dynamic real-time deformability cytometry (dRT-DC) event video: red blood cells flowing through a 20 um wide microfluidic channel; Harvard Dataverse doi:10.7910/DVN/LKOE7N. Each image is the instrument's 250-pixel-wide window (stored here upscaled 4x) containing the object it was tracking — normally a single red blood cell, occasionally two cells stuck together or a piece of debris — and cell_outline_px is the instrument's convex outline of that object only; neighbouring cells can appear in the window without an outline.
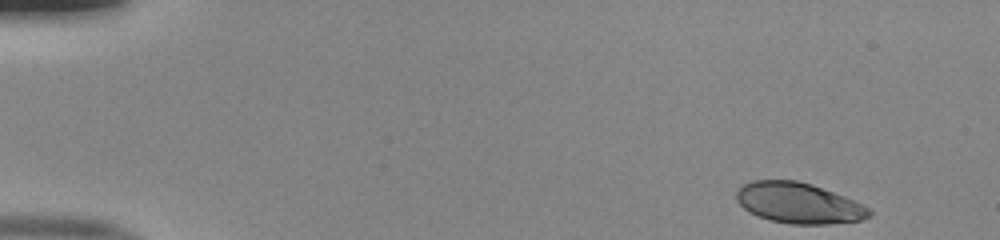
{"species": "human", "species_latin": "Homo sapiens", "temperature_condition": "room temperature", "stored_images_in_passage": 48, "camera_frame_rate_fps": 3000, "um_per_image_px": 0.085, "donor": {"sex": "male"}, "frame": {"image": 1, "passage_image": 1, "time_ms": 0.0, "image_size_px": [1000, 240], "cell_outline_px": [[872, 216], [860, 220], [828, 224], [792, 224], [768, 220], [744, 208], [736, 200], [736, 192], [744, 184], [752, 180], [796, 180], [812, 184], [844, 196], [868, 208], [872, 212]], "centroid_in_image_um": [67.88, 17.26], "position_along_channel_um": 17.1, "area_um2": 31.21}}
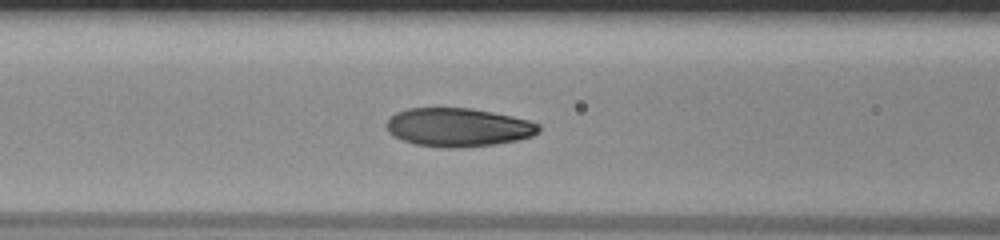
{"frame": {"image": 2, "passage_image": 19, "time_ms": 6.0, "image_size_px": [1000, 240], "cell_outline_px": [[540, 132], [532, 136], [516, 140], [496, 144], [460, 148], [448, 148], [416, 144], [392, 136], [388, 132], [384, 124], [396, 112], [408, 108], [472, 108], [512, 116], [528, 120], [540, 124]], "centroid_in_image_um": [38.94, 10.82], "position_along_channel_um": 127.7, "area_um2": 34.33}}
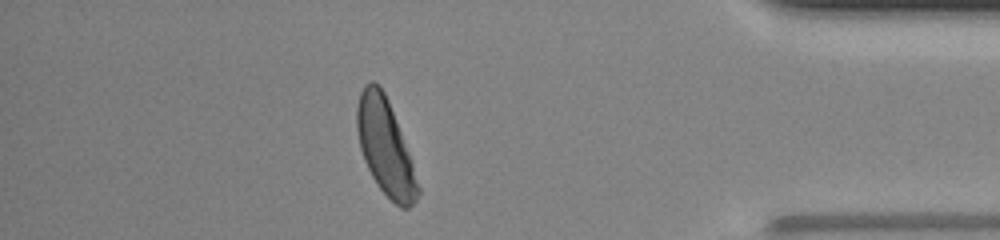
{"frame": {"image": 3, "passage_image": 42, "time_ms": 13.667, "image_size_px": [1000, 240], "cell_outline_px": [[420, 192], [416, 200], [408, 208], [400, 208], [380, 188], [372, 176], [364, 160], [360, 148], [356, 128], [356, 108], [360, 92], [364, 84], [372, 80], [380, 84], [388, 100], [408, 152], [420, 188]], "centroid_in_image_um": [32.72, 12.46], "position_along_channel_um": 402.5, "area_um2": 33.58}, "authors_computed_cell_mechanics": {"area_um2": 34.1309, "velocity_mm_per_s": 4.0127, "shape_relaxation_time_tau1_ms": 2.8366, "shape_relaxation_time_tau2_ms": null, "deformation_change_tau1": 0.162, "deformation_change_tau2": null}}